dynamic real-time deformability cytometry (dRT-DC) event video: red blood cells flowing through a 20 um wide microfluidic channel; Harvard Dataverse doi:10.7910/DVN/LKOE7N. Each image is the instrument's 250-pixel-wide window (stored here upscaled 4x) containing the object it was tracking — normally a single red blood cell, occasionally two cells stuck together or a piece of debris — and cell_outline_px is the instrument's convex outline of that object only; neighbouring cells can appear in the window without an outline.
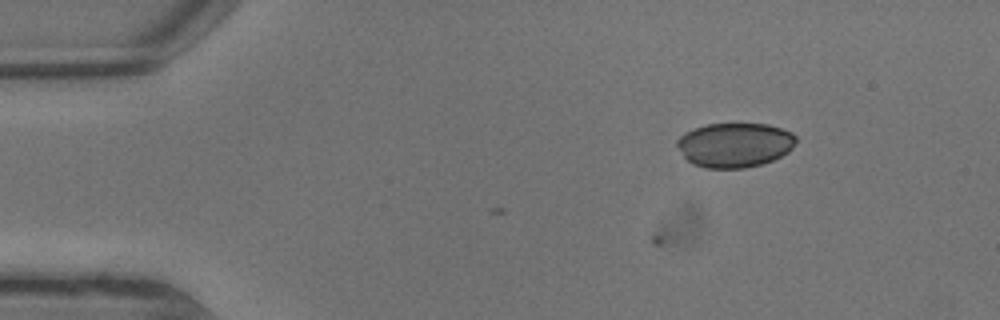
{"species": "common noctule bat (a hibernating species)", "species_latin": "Nyctalus noctula", "temperature_condition": "warm", "stored_images_in_passage": 8, "camera_frame_rate_fps": 3000, "um_per_image_px": 0.085, "animal": {"sex": "male", "body_mass_g": 13.3}, "frame": {"image": 1, "passage_image": 5, "time_ms": 1.333, "image_size_px": [1000, 320], "cell_outline_px": [[796, 140], [792, 148], [788, 152], [772, 160], [760, 164], [744, 168], [704, 168], [692, 164], [684, 156], [676, 144], [676, 140], [684, 132], [708, 124], [768, 124], [792, 132], [796, 136]], "centroid_in_image_um": [62.44, 12.32], "position_along_channel_um": 22.6, "area_um2": 30.75}}